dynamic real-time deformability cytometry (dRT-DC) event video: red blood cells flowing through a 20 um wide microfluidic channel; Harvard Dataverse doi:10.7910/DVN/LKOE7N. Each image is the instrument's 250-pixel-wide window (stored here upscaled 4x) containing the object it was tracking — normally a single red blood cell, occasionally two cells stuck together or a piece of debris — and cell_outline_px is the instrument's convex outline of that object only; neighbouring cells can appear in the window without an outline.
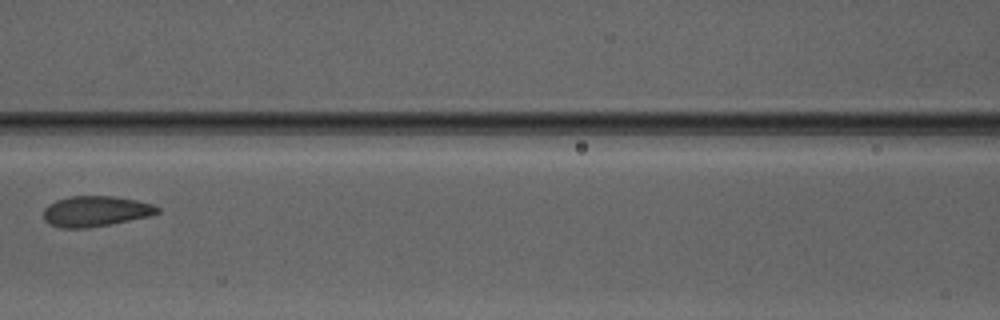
{"species": "Egyptian fruit bat (a non-hibernating species)", "species_latin": "Rousettus aegyptiacus", "temperature_condition": "warm", "stored_images_in_passage": 9, "camera_frame_rate_fps": 3000, "um_per_image_px": 0.085, "animal": {"sex": "male"}, "frame": {"image": 1, "passage_image": 8, "time_ms": 8.333, "image_size_px": [1000, 320], "cell_outline_px": [[160, 212], [148, 216], [88, 228], [60, 228], [48, 224], [44, 220], [44, 208], [48, 204], [56, 200], [72, 196], [112, 196], [136, 200], [152, 204], [160, 208]], "centroid_in_image_um": [8.08, 17.95], "position_along_channel_um": 158.5, "area_um2": 20.17}}
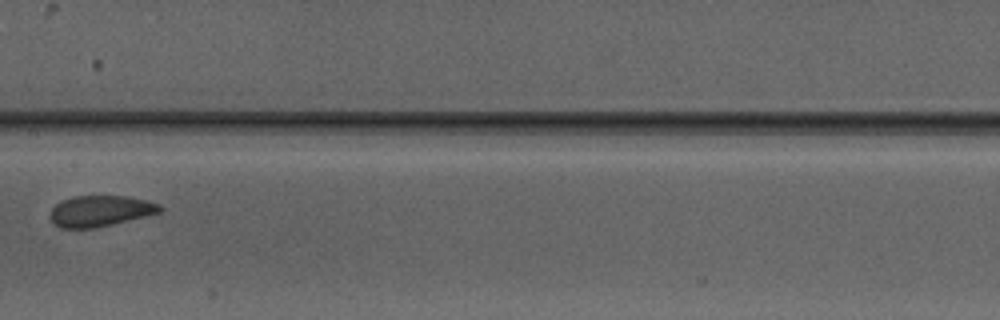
{"frame": {"image": 2, "passage_image": 9, "time_ms": 9.333, "image_size_px": [1000, 320], "cell_outline_px": [[164, 208], [160, 212], [96, 228], [60, 228], [52, 224], [48, 216], [52, 208], [60, 200], [72, 196], [128, 196], [148, 200], [160, 204]], "centroid_in_image_um": [8.48, 17.93], "position_along_channel_um": 198.9, "area_um2": 20.06}}